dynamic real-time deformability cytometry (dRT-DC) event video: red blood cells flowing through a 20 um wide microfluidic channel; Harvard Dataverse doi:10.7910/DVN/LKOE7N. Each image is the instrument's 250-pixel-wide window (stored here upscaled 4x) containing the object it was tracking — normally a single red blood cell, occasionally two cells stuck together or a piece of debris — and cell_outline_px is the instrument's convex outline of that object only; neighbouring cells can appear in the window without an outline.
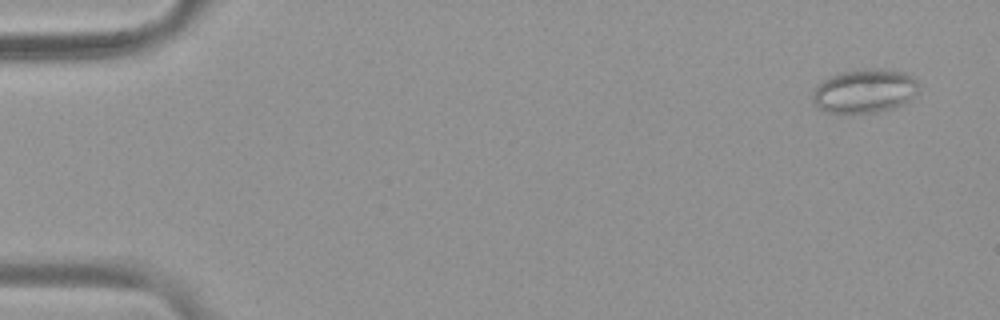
{"species": "common noctule bat (a hibernating species)", "species_latin": "Nyctalus noctula", "temperature_condition": "warm", "stored_images_in_passage": 54, "camera_frame_rate_fps": 3000, "um_per_image_px": 0.085, "animal": {"sex": "female", "body_mass_g": 19.9}, "frame": {"image": 1, "passage_image": 3, "time_ms": 0.667, "image_size_px": [1000, 320], "cell_outline_px": [[920, 84], [916, 92], [908, 100], [892, 108], [876, 112], [828, 112], [820, 108], [812, 100], [812, 92], [828, 76], [840, 72], [860, 68], [880, 68], [904, 72], [912, 76]], "centroid_in_image_um": [73.49, 7.69], "position_along_channel_um": 11.5, "area_um2": 26.93}}
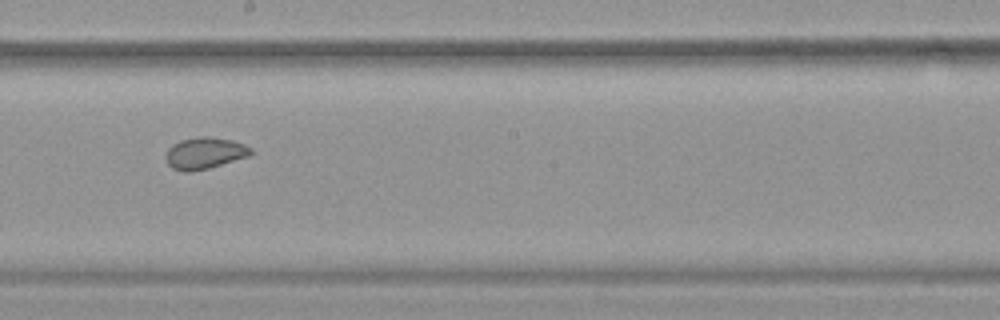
{"frame": {"image": 2, "passage_image": 31, "time_ms": 10.0, "image_size_px": [1000, 320], "cell_outline_px": [[252, 152], [248, 156], [208, 168], [188, 172], [184, 172], [172, 168], [168, 164], [164, 156], [168, 148], [172, 144], [180, 140], [200, 136], [208, 136], [232, 140], [244, 144], [252, 148]], "centroid_in_image_um": [17.36, 13.01], "position_along_channel_um": 230.8, "area_um2": 15.66}}
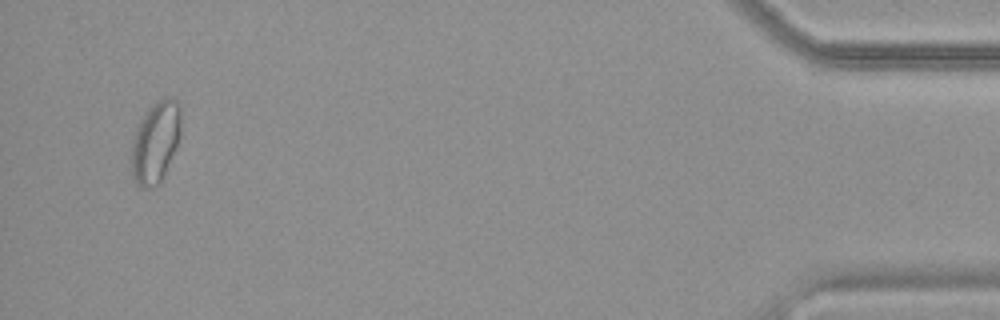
{"frame": {"image": 3, "passage_image": 52, "time_ms": 17.0, "image_size_px": [1000, 320], "cell_outline_px": [[180, 136], [164, 176], [160, 184], [156, 188], [140, 188], [136, 184], [132, 176], [132, 140], [136, 128], [144, 112], [152, 104], [168, 96], [172, 96], [180, 104]], "centroid_in_image_um": [13.21, 12.09], "position_along_channel_um": 422.0, "area_um2": 23.76}, "authors_computed_cell_mechanics": {"area_um2": 19.652, "velocity_mm_per_s": 3.797, "shape_relaxation_time_tau1_ms": null, "shape_relaxation_time_tau2_ms": 1.0956, "deformation_change_tau1": null, "deformation_change_tau2": 0.0508}}